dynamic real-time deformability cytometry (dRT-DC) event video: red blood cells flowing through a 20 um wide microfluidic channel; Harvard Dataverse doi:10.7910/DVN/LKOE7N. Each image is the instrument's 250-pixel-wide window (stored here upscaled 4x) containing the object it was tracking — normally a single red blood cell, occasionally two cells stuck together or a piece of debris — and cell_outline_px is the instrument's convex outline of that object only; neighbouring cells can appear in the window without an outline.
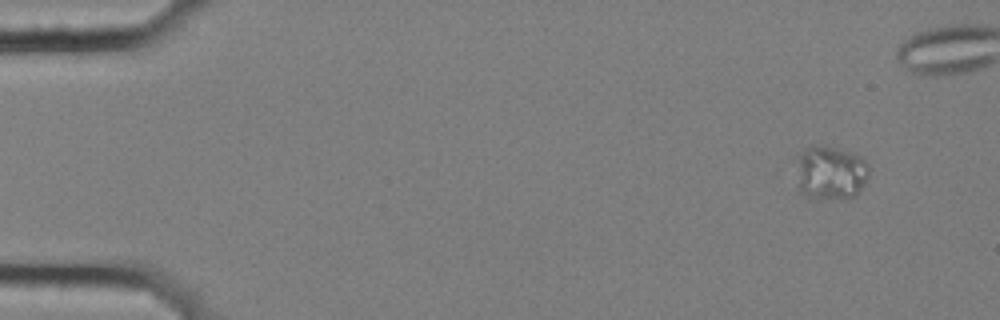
{"species": "common noctule bat (a hibernating species)", "species_latin": "Nyctalus noctula", "temperature_condition": "cold", "stored_images_in_passage": 55, "camera_frame_rate_fps": 3000, "um_per_image_px": 0.085, "animal": {"sex": "female", "body_mass_g": 25.1}, "frame": {"image": 1, "passage_image": 1, "time_ms": 0.0, "image_size_px": [1000, 320], "cell_outline_px": [[868, 176], [860, 188], [852, 196], [820, 200], [808, 200], [800, 192], [796, 156], [804, 148], [812, 144], [820, 144], [852, 152], [864, 160], [868, 164]], "centroid_in_image_um": [70.53, 14.66], "position_along_channel_um": 14.5, "area_um2": 23.12}}
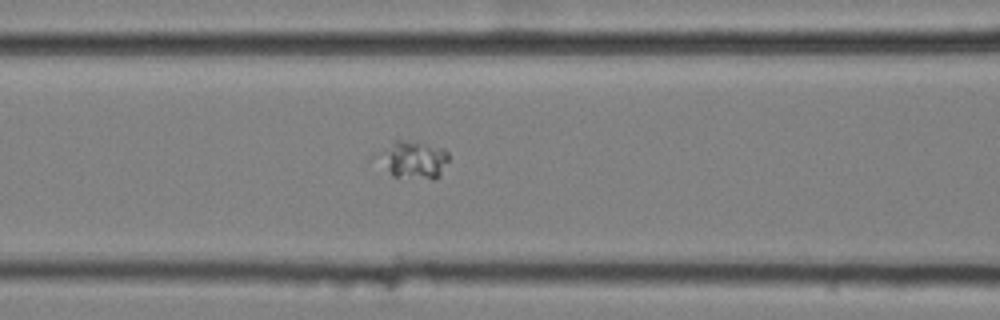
{"frame": {"image": 2, "passage_image": 21, "time_ms": 6.667, "image_size_px": [1000, 320], "cell_outline_px": [[448, 160], [440, 176], [432, 180], [392, 176], [388, 168], [388, 164], [396, 140], [420, 140], [444, 148], [448, 152]], "centroid_in_image_um": [35.48, 13.59], "position_along_channel_um": 131.1, "area_um2": 14.05}}
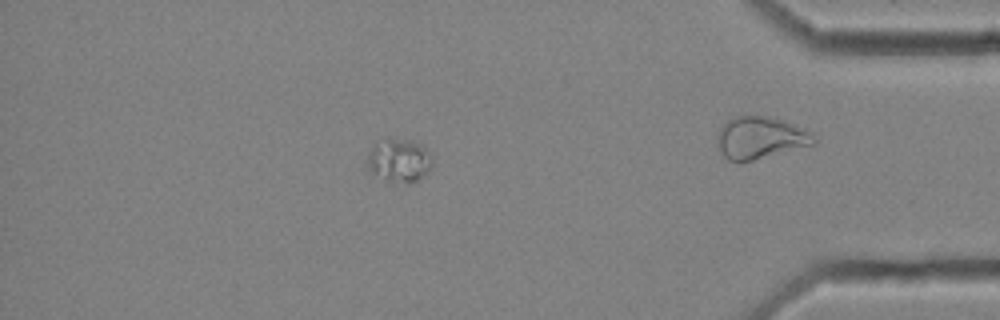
{"frame": {"image": 3, "passage_image": 47, "time_ms": 15.333, "image_size_px": [1000, 320], "cell_outline_px": [[432, 164], [428, 172], [424, 176], [408, 184], [388, 180], [368, 172], [364, 164], [364, 160], [372, 144], [388, 140], [408, 140], [424, 144], [432, 156]], "centroid_in_image_um": [33.89, 13.65], "position_along_channel_um": 401.3, "area_um2": 16.76}}